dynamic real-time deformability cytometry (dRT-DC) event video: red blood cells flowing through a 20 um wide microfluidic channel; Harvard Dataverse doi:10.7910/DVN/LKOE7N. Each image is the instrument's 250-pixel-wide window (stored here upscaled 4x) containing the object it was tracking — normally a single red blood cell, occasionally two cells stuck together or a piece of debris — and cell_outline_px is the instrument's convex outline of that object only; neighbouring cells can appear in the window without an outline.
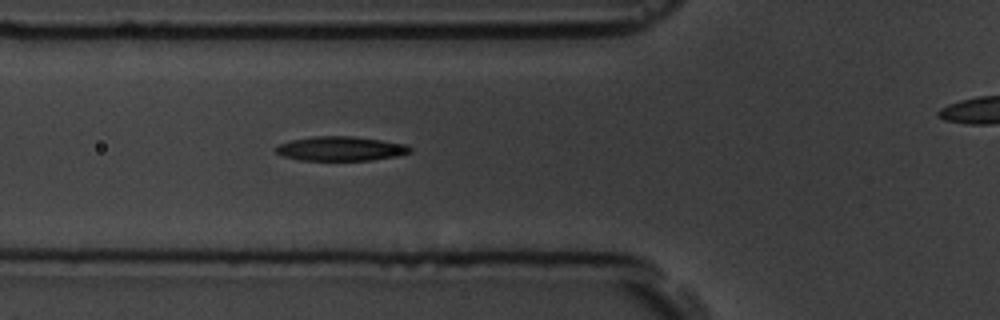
{"species": "common noctule bat (a hibernating species)", "species_latin": "Nyctalus noctula", "temperature_condition": "room temperature", "stored_images_in_passage": 6, "segment_of_instrument_passage": [1, 2], "camera_frame_rate_fps": 3000, "um_per_image_px": 0.085, "animal": {"sex": "male", "body_mass_g": 19.5, "forearm_length_mm": 54.6}, "frame": {"image": 1, "passage_image": 5, "time_ms": 4.667, "image_size_px": [1000, 320], "cell_outline_px": [[412, 152], [400, 156], [372, 160], [300, 160], [284, 156], [276, 152], [276, 148], [280, 144], [292, 140], [316, 136], [348, 136], [380, 140], [408, 144], [412, 148]], "centroid_in_image_um": [29.04, 12.64], "position_along_channel_um": 96.8, "area_um2": 18.96}}